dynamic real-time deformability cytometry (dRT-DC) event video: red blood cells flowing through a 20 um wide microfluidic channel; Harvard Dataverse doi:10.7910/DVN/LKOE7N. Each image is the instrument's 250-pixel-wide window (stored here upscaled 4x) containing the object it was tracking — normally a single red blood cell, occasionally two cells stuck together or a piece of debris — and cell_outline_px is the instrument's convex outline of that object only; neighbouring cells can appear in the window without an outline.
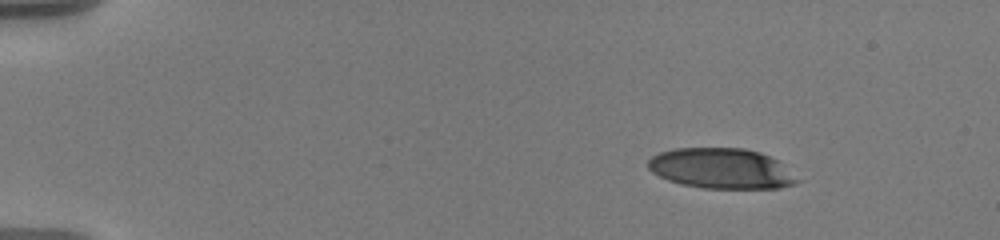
{"species": "human", "species_latin": "Homo sapiens", "temperature_condition": "warm", "stored_images_in_passage": 74, "camera_frame_rate_fps": 3000, "um_per_image_px": 0.085, "donor": {"sex": "male"}, "frame": {"image": 1, "passage_image": 1, "time_ms": 0.0, "image_size_px": [1000, 240], "cell_outline_px": [[800, 180], [792, 184], [780, 188], [704, 188], [680, 184], [668, 180], [652, 172], [648, 168], [648, 160], [652, 156], [660, 152], [676, 148], [744, 148], [760, 152], [776, 160]], "centroid_in_image_um": [61.27, 14.32], "position_along_channel_um": 23.7, "area_um2": 34.8}}
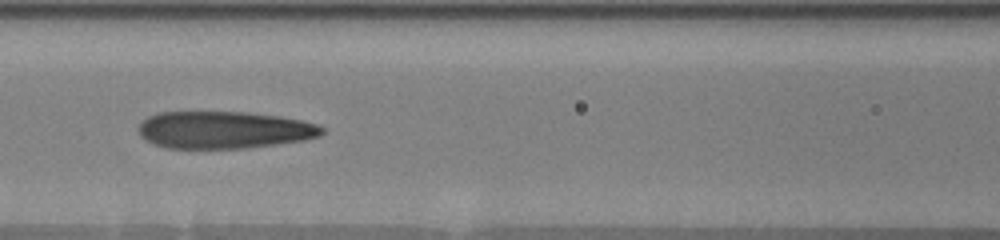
{"frame": {"image": 2, "passage_image": 24, "time_ms": 6.333, "image_size_px": [1000, 240], "cell_outline_px": [[324, 132], [320, 136], [304, 140], [248, 148], [164, 148], [152, 144], [144, 140], [140, 136], [140, 124], [148, 116], [156, 112], [248, 112], [280, 116], [300, 120], [316, 124], [324, 128]], "centroid_in_image_um": [19.03, 11.04], "position_along_channel_um": 147.6, "area_um2": 40.0}}
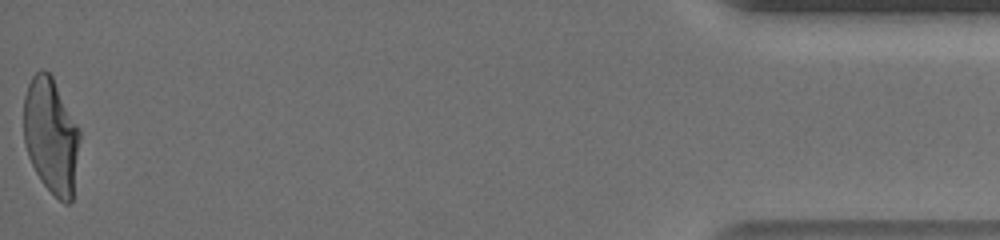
{"frame": {"image": 3, "passage_image": 73, "time_ms": 16.333, "image_size_px": [1000, 240], "cell_outline_px": [[80, 136], [72, 200], [68, 204], [64, 204], [40, 180], [28, 156], [24, 144], [24, 96], [28, 84], [32, 76], [40, 68], [44, 68], [52, 76], [80, 128]], "centroid_in_image_um": [4.33, 11.5], "position_along_channel_um": 430.9, "area_um2": 37.8}, "authors_computed_cell_mechanics": {"area_um2": 39.593, "velocity_mm_per_s": 3.6347, "shape_relaxation_time_tau1_ms": 5.751, "shape_relaxation_time_tau2_ms": 1.3299, "deformation_change_tau1": 0.2702, "deformation_change_tau2": 0.1083}}